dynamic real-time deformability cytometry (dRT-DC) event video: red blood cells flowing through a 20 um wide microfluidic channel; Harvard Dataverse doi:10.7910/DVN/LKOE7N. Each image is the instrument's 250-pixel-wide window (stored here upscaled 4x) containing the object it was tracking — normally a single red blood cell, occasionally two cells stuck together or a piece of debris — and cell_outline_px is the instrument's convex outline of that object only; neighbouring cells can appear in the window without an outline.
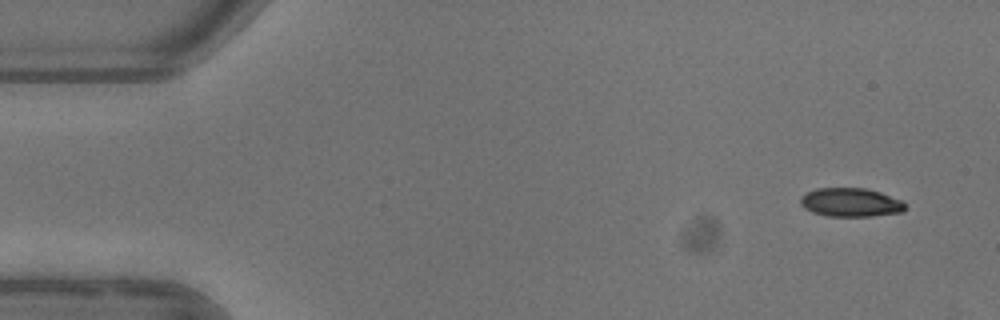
{"species": "common noctule bat (a hibernating species)", "species_latin": "Nyctalus noctula", "temperature_condition": "warm", "stored_images_in_passage": 6, "camera_frame_rate_fps": 3000, "um_per_image_px": 0.085, "animal": {"sex": "female"}, "frame": {"image": 1, "passage_image": 1, "time_ms": 0.0, "image_size_px": [1000, 320], "cell_outline_px": [[904, 212], [872, 216], [828, 216], [812, 212], [804, 208], [800, 204], [800, 196], [816, 188], [864, 188], [880, 192], [900, 200], [904, 204]], "centroid_in_image_um": [72.27, 17.2], "position_along_channel_um": 12.7, "area_um2": 17.46}}
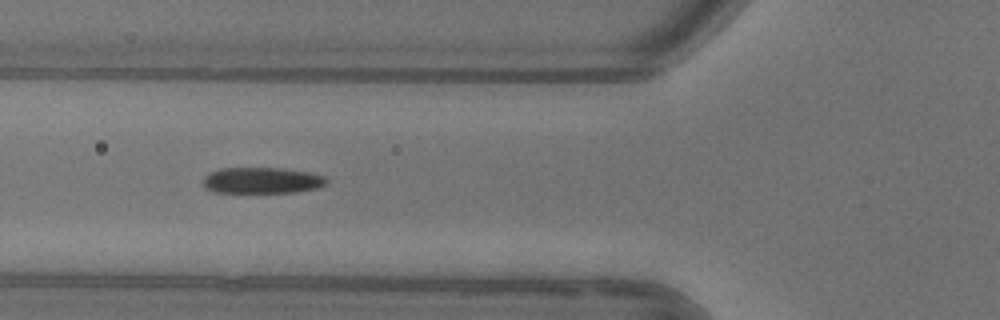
{"frame": {"image": 2, "passage_image": 5, "time_ms": 5.333, "image_size_px": [1000, 320], "cell_outline_px": [[328, 184], [316, 188], [296, 192], [216, 192], [204, 188], [204, 176], [220, 168], [280, 168], [308, 172], [324, 176], [328, 180]], "centroid_in_image_um": [22.28, 15.33], "position_along_channel_um": 103.5, "area_um2": 18.67}}
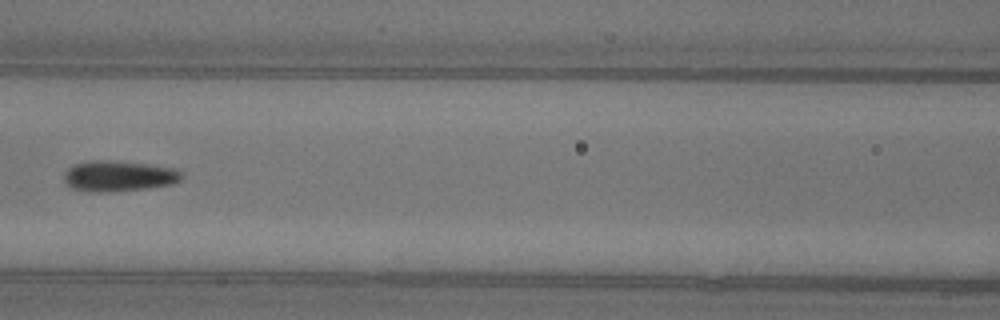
{"frame": {"image": 3, "passage_image": 6, "time_ms": 6.667, "image_size_px": [1000, 320], "cell_outline_px": [[180, 180], [172, 184], [144, 188], [112, 192], [88, 192], [72, 188], [64, 180], [64, 172], [68, 168], [76, 164], [88, 160], [112, 160], [148, 164], [176, 168], [180, 172]], "centroid_in_image_um": [10.05, 14.96], "position_along_channel_um": 156.6, "area_um2": 21.04}}